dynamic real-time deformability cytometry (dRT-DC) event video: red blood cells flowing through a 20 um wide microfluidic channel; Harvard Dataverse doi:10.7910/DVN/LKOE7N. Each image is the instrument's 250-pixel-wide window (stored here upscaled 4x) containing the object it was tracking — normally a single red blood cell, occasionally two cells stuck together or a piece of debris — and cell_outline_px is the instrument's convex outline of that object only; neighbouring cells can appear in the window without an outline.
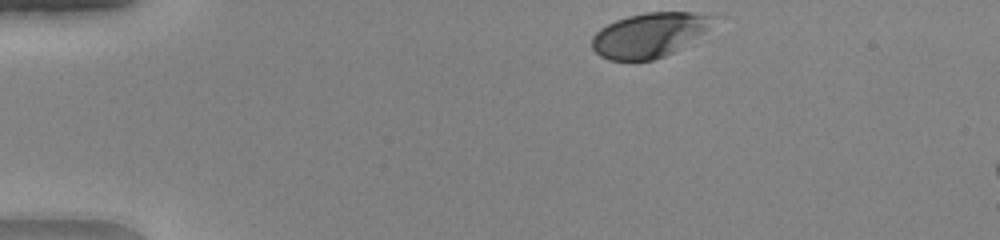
{"species": "human", "species_latin": "Homo sapiens", "temperature_condition": "warm", "stored_images_in_passage": 7, "camera_frame_rate_fps": 3000, "um_per_image_px": 0.085, "donor": {"sex": "female"}, "frame": {"image": 1, "passage_image": 1, "time_ms": 0.0, "image_size_px": [1000, 240], "cell_outline_px": [[712, 20], [708, 28], [704, 32], [672, 52], [664, 56], [652, 60], [608, 60], [600, 56], [592, 48], [592, 36], [600, 28], [616, 20], [628, 16], [644, 12], [692, 12], [712, 16]], "centroid_in_image_um": [55.11, 2.97], "position_along_channel_um": 29.9, "area_um2": 30.87}}